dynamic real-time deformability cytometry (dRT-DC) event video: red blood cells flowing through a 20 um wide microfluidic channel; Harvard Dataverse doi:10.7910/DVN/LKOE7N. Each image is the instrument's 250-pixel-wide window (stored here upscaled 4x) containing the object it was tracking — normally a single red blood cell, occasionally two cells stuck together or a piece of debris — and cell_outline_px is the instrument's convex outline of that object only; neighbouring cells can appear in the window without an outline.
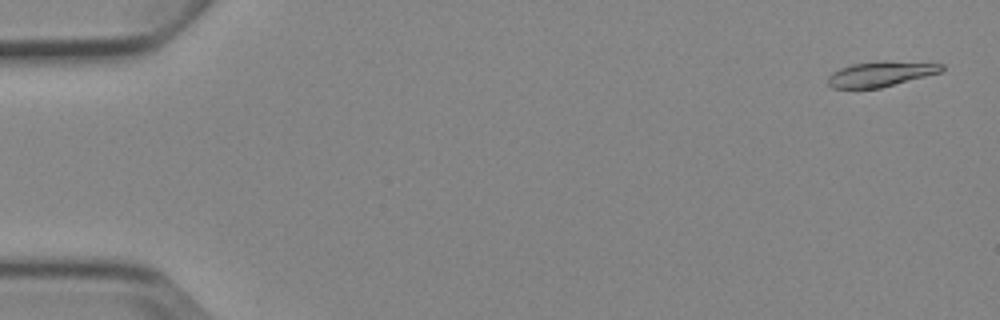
{"species": "Egyptian fruit bat (a non-hibernating species)", "species_latin": "Rousettus aegyptiacus", "temperature_condition": "cold", "stored_images_in_passage": 5, "camera_frame_rate_fps": 3000, "um_per_image_px": 0.085, "animal": {"sex": "female"}, "frame": {"image": 1, "passage_image": 1, "time_ms": 0.0, "image_size_px": [1000, 320], "cell_outline_px": [[944, 68], [940, 72], [880, 88], [832, 88], [828, 84], [828, 76], [832, 72], [840, 68], [852, 64], [880, 60], [884, 60], [944, 64]], "centroid_in_image_um": [74.83, 6.27], "position_along_channel_um": 10.2, "area_um2": 16.65}}
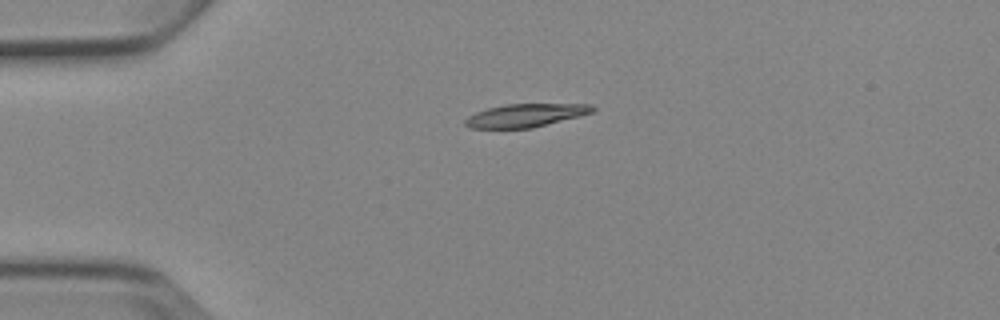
{"frame": {"image": 2, "passage_image": 4, "time_ms": 3.667, "image_size_px": [1000, 320], "cell_outline_px": [[596, 108], [592, 112], [580, 116], [532, 128], [472, 128], [464, 124], [464, 120], [468, 116], [476, 112], [488, 108], [504, 104], [592, 104]], "centroid_in_image_um": [44.68, 9.8], "position_along_channel_um": 40.3, "area_um2": 17.17}}